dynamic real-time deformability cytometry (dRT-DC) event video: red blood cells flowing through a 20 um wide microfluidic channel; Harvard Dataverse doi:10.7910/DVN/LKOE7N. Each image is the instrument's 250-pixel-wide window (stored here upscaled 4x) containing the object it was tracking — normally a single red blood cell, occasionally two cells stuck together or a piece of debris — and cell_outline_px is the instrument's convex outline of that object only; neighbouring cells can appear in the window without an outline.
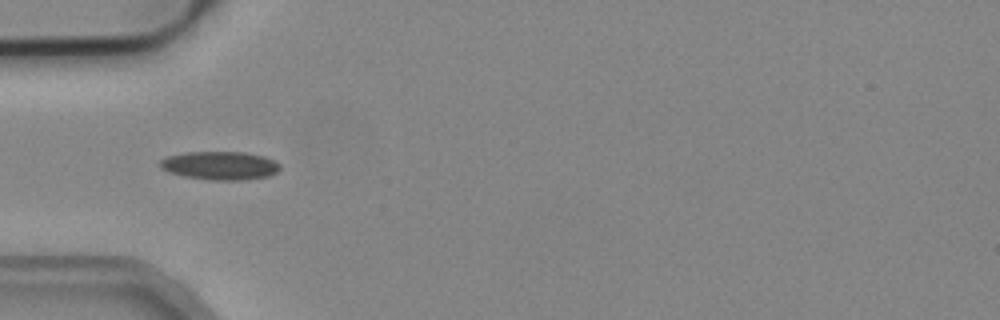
{"species": "common noctule bat (a hibernating species)", "species_latin": "Nyctalus noctula", "temperature_condition": "cold", "stored_images_in_passage": 37, "camera_frame_rate_fps": 3000, "um_per_image_px": 0.085, "animal": {"sex": "male", "body_mass_g": 19.2, "forearm_length_mm": 51.8}, "frame": {"image": 1, "passage_image": 1, "time_ms": 0.0, "image_size_px": [1000, 320], "cell_outline_px": [[280, 168], [276, 172], [268, 176], [244, 180], [212, 180], [184, 176], [168, 172], [160, 168], [160, 160], [168, 156], [188, 152], [244, 152], [264, 156], [280, 164]], "centroid_in_image_um": [18.69, 14.07], "position_along_channel_um": 66.3, "area_um2": 19.77}}
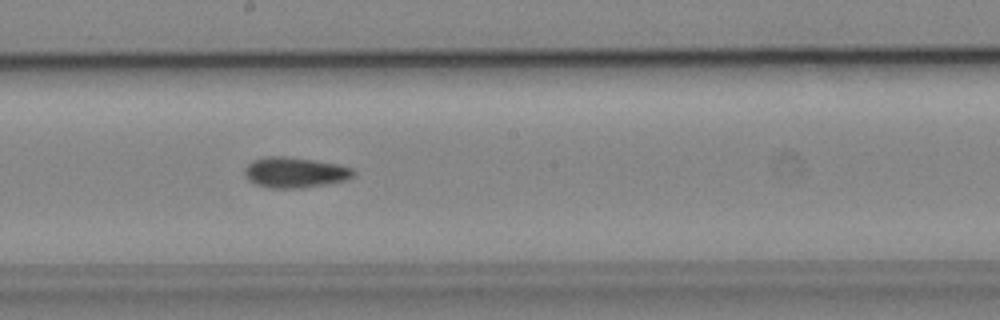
{"frame": {"image": 2, "passage_image": 13, "time_ms": 4.0, "image_size_px": [1000, 320], "cell_outline_px": [[356, 172], [348, 180], [300, 188], [268, 188], [256, 184], [248, 180], [244, 176], [244, 168], [252, 160], [264, 156], [284, 156], [340, 164], [352, 168]], "centroid_in_image_um": [25.04, 14.65], "position_along_channel_um": 223.2, "area_um2": 19.48}}
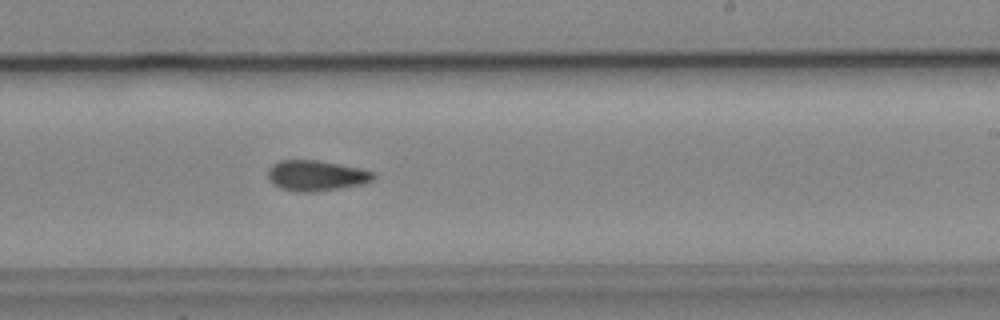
{"frame": {"image": 3, "passage_image": 16, "time_ms": 5.0, "image_size_px": [1000, 320], "cell_outline_px": [[376, 176], [372, 180], [364, 184], [316, 192], [296, 192], [280, 188], [272, 184], [268, 180], [268, 168], [272, 164], [280, 160], [316, 160], [360, 168], [376, 172]], "centroid_in_image_um": [26.86, 14.93], "position_along_channel_um": 262.1, "area_um2": 19.02}, "authors_computed_cell_mechanics": {"area_um2": 18.3804, "velocity_mm_per_s": 3.9166, "shape_relaxation_time_tau1_ms": null, "shape_relaxation_time_tau2_ms": 5.5641, "deformation_change_tau1": null, "deformation_change_tau2": 0.1272}}